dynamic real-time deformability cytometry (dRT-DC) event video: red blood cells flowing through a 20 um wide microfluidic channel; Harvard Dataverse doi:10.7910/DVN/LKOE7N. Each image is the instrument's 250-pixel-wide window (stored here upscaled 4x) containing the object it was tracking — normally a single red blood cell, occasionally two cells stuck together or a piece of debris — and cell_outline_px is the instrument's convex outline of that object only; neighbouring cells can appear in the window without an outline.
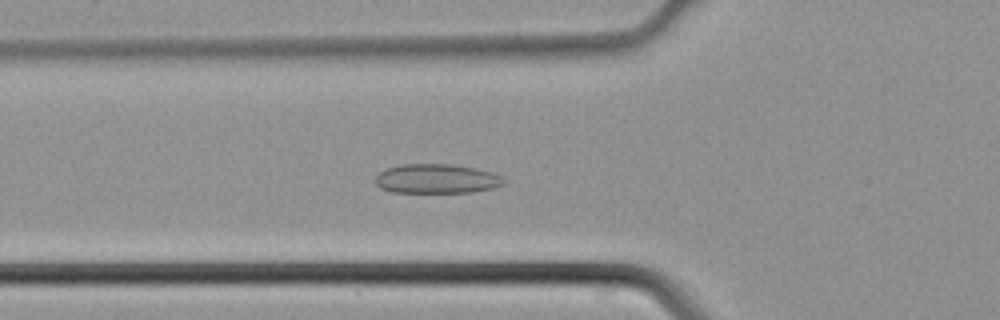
{"species": "common noctule bat (a hibernating species)", "species_latin": "Nyctalus noctula", "temperature_condition": "cold", "stored_images_in_passage": 45, "camera_frame_rate_fps": 3000, "um_per_image_px": 0.085, "animal": {"sex": "male", "body_mass_g": 21.5, "forearm_length_mm": 52.0}, "frame": {"image": 1, "passage_image": 16, "time_ms": 5.0, "image_size_px": [1000, 320], "cell_outline_px": [[504, 184], [492, 188], [472, 192], [392, 192], [380, 188], [376, 184], [376, 176], [384, 168], [400, 164], [448, 164], [476, 168], [492, 172], [500, 176], [504, 180]], "centroid_in_image_um": [37.08, 15.19], "position_along_channel_um": 88.7, "area_um2": 21.96}}
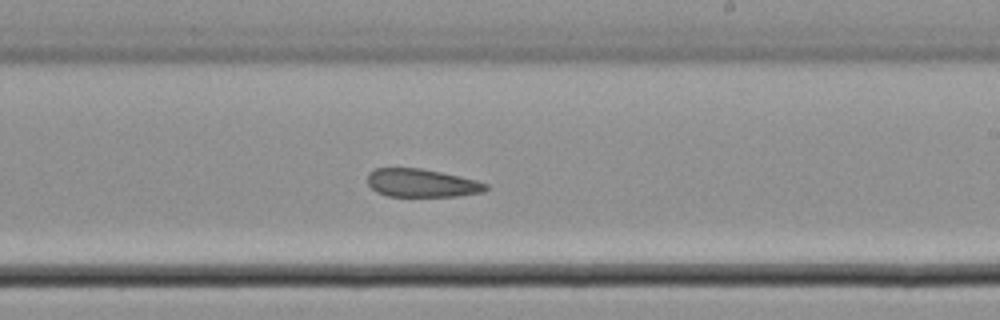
{"frame": {"image": 2, "passage_image": 27, "time_ms": 8.667, "image_size_px": [1000, 320], "cell_outline_px": [[488, 188], [484, 192], [456, 196], [388, 196], [376, 192], [368, 184], [368, 172], [376, 168], [420, 168], [440, 172], [476, 180], [488, 184]], "centroid_in_image_um": [35.84, 15.56], "position_along_channel_um": 253.2, "area_um2": 19.36}}
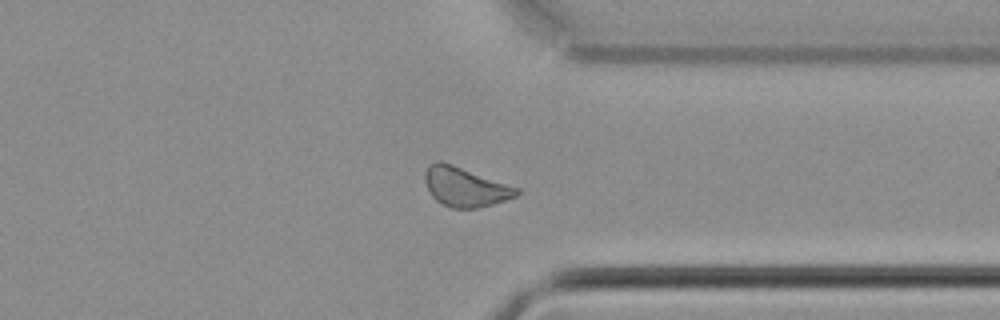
{"frame": {"image": 3, "passage_image": 35, "time_ms": 11.333, "image_size_px": [1000, 320], "cell_outline_px": [[520, 192], [516, 196], [492, 204], [476, 208], [452, 208], [436, 200], [432, 196], [424, 180], [424, 172], [436, 160], [440, 160], [452, 164], [520, 188]], "centroid_in_image_um": [39.54, 15.88], "position_along_channel_um": 371.9, "area_um2": 20.81}}